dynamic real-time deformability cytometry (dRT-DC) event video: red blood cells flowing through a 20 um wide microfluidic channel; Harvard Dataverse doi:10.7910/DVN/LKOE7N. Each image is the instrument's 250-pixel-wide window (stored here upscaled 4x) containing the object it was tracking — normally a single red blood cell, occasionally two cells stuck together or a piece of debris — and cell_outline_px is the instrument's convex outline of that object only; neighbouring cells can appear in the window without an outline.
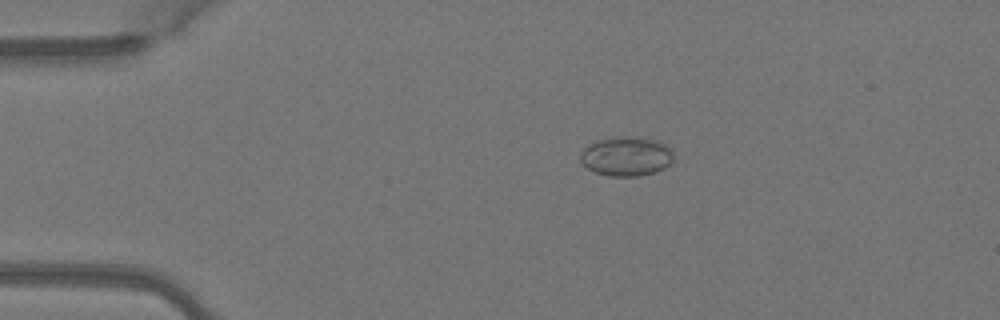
{"species": "Egyptian fruit bat (a non-hibernating species)", "species_latin": "Rousettus aegyptiacus", "temperature_condition": "warm", "stored_images_in_passage": 5, "camera_frame_rate_fps": 3000, "um_per_image_px": 0.085, "animal": {"sex": "female"}, "frame": {"image": 1, "passage_image": 3, "time_ms": 0.667, "image_size_px": [1000, 320], "cell_outline_px": [[672, 160], [664, 168], [656, 172], [640, 176], [608, 176], [596, 172], [588, 168], [580, 160], [580, 152], [592, 140], [616, 136], [628, 136], [656, 140], [672, 148]], "centroid_in_image_um": [53.21, 13.27], "position_along_channel_um": 31.8, "area_um2": 21.56}}